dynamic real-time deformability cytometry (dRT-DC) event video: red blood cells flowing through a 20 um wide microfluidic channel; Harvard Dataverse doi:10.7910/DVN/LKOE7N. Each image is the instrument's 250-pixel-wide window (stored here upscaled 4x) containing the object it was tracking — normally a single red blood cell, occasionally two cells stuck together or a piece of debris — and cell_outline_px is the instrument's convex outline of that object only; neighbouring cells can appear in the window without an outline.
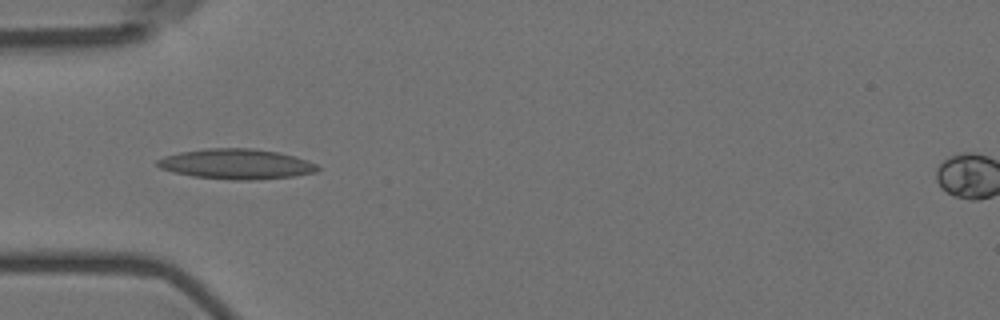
{"species": "Egyptian fruit bat (a non-hibernating species)", "species_latin": "Rousettus aegyptiacus", "temperature_condition": "room temperature", "stored_images_in_passage": 5, "camera_frame_rate_fps": 3000, "um_per_image_px": 0.085, "animal": {"sex": "female"}, "frame": {"image": 1, "passage_image": 4, "time_ms": 3.667, "image_size_px": [1000, 320], "cell_outline_px": [[320, 168], [316, 172], [296, 176], [252, 180], [232, 180], [192, 176], [172, 172], [160, 168], [156, 164], [156, 160], [164, 156], [180, 152], [204, 148], [252, 148], [280, 152], [296, 156], [308, 160], [316, 164]], "centroid_in_image_um": [20.1, 13.94], "position_along_channel_um": 64.9, "area_um2": 28.5}}
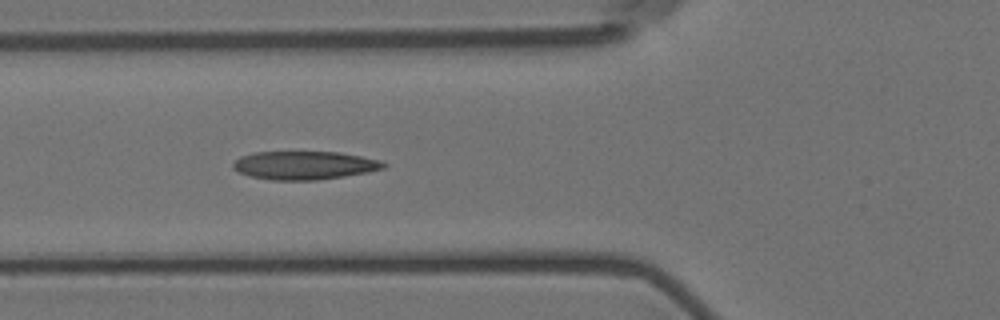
{"frame": {"image": 2, "passage_image": 5, "time_ms": 4.667, "image_size_px": [1000, 320], "cell_outline_px": [[388, 164], [384, 168], [368, 172], [344, 176], [316, 180], [272, 180], [248, 176], [232, 168], [232, 164], [240, 156], [252, 152], [340, 152], [380, 160]], "centroid_in_image_um": [25.86, 14.05], "position_along_channel_um": 99.9, "area_um2": 24.91}}